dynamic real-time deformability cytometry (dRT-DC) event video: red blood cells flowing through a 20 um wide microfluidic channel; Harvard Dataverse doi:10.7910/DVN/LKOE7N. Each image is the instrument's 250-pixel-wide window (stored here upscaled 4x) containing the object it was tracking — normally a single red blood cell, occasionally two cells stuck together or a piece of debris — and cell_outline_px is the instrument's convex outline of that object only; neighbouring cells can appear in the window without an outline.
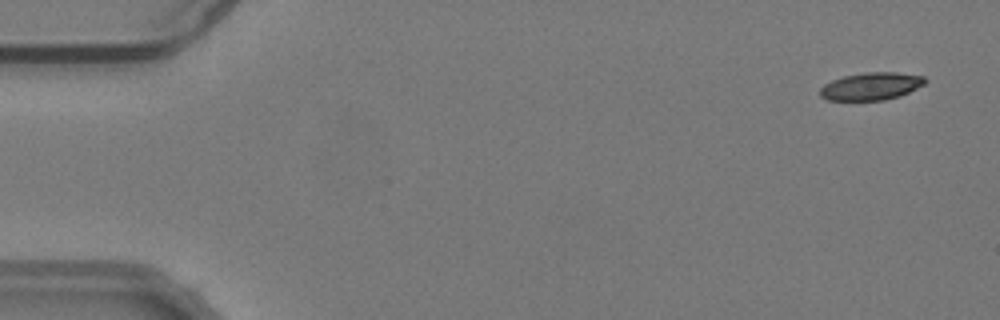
{"species": "common noctule bat (a hibernating species)", "species_latin": "Nyctalus noctula", "temperature_condition": "warm", "stored_images_in_passage": 55, "camera_frame_rate_fps": 3000, "um_per_image_px": 0.085, "animal": {"sex": "male", "body_mass_g": 19.2, "forearm_length_mm": 51.8}, "frame": {"image": 1, "passage_image": 3, "time_ms": 0.667, "image_size_px": [1000, 320], "cell_outline_px": [[928, 80], [924, 84], [900, 96], [884, 100], [828, 100], [820, 96], [820, 88], [824, 84], [832, 80], [844, 76], [864, 72], [896, 72], [924, 76]], "centroid_in_image_um": [74.05, 7.32], "position_along_channel_um": 11.0, "area_um2": 16.88}}
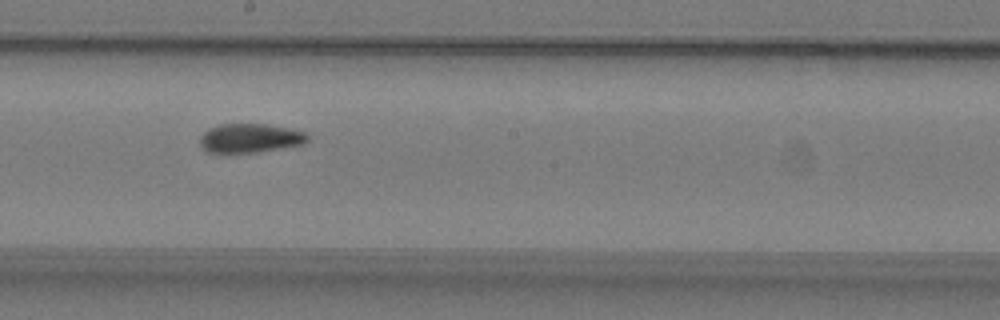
{"frame": {"image": 2, "passage_image": 31, "time_ms": 10.0, "image_size_px": [1000, 320], "cell_outline_px": [[308, 140], [304, 144], [256, 152], [208, 152], [200, 144], [200, 136], [208, 128], [220, 124], [264, 124], [288, 128], [308, 132]], "centroid_in_image_um": [21.27, 11.73], "position_along_channel_um": 226.9, "area_um2": 18.09}}
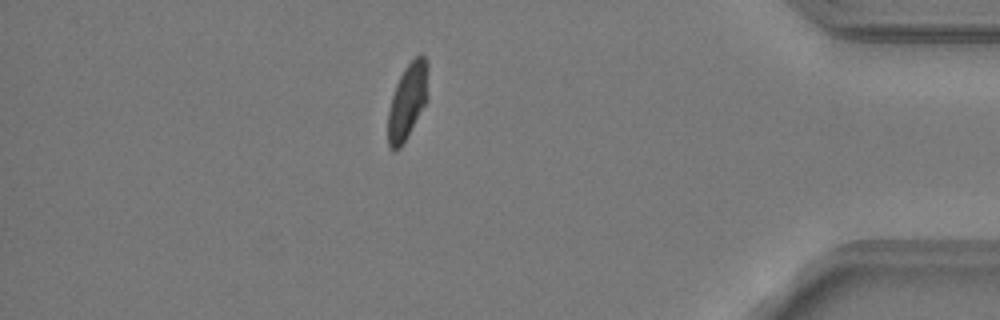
{"frame": {"image": 3, "passage_image": 48, "time_ms": 15.667, "image_size_px": [1000, 320], "cell_outline_px": [[428, 100], [400, 148], [392, 152], [388, 148], [388, 112], [392, 96], [396, 84], [404, 68], [420, 52], [424, 56], [428, 64]], "centroid_in_image_um": [34.65, 8.59], "position_along_channel_um": 400.5, "area_um2": 17.86}, "authors_computed_cell_mechanics": {"area_um2": 18.2648, "velocity_mm_per_s": 3.7917, "shape_relaxation_time_tau1_ms": 5.7479, "shape_relaxation_time_tau2_ms": 1.9289, "deformation_change_tau1": 0.1802, "deformation_change_tau2": 0.0554}}